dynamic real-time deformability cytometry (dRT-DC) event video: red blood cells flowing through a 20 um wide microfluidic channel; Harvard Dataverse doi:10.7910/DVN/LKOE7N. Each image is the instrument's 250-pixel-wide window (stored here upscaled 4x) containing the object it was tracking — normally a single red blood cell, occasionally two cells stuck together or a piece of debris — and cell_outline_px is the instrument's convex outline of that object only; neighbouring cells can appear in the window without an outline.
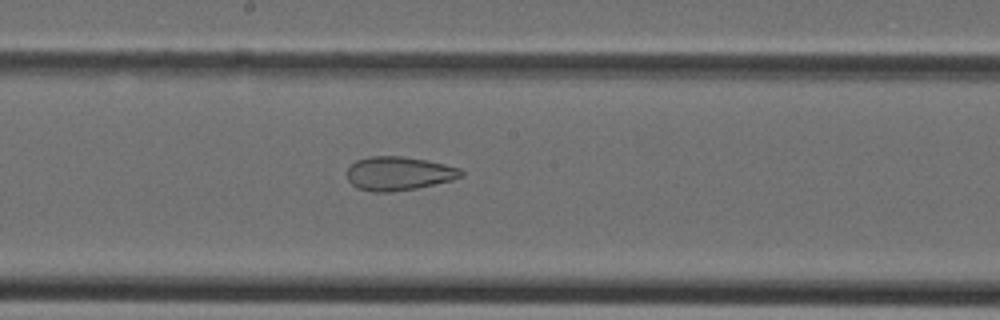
{"species": "Egyptian fruit bat (a non-hibernating species)", "species_latin": "Rousettus aegyptiacus", "temperature_condition": "cold", "stored_images_in_passage": 38, "camera_frame_rate_fps": 3000, "um_per_image_px": 0.085, "animal": {"sex": "female"}, "frame": {"image": 1, "passage_image": 20, "time_ms": 6.333, "image_size_px": [1000, 320], "cell_outline_px": [[464, 176], [452, 180], [416, 188], [392, 192], [372, 192], [356, 188], [348, 180], [348, 168], [356, 160], [368, 156], [400, 156], [428, 160], [460, 168], [464, 172]], "centroid_in_image_um": [33.9, 14.74], "position_along_channel_um": 214.3, "area_um2": 22.54}}
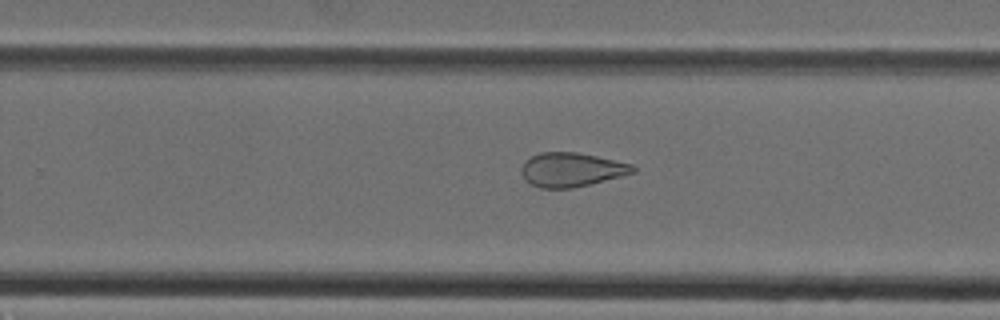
{"frame": {"image": 2, "passage_image": 24, "time_ms": 7.667, "image_size_px": [1000, 320], "cell_outline_px": [[636, 172], [572, 188], [540, 188], [524, 180], [520, 172], [520, 168], [524, 160], [540, 152], [576, 152], [596, 156], [632, 164], [636, 168]], "centroid_in_image_um": [48.52, 14.41], "position_along_channel_um": 281.3, "area_um2": 22.08}}
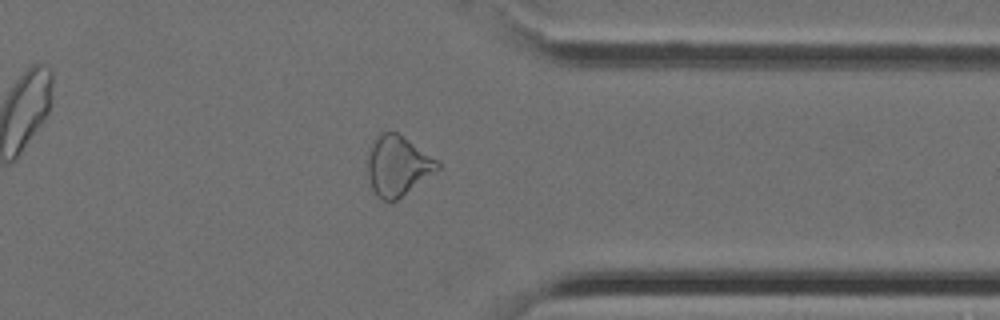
{"frame": {"image": 3, "passage_image": 30, "time_ms": 9.667, "image_size_px": [1000, 320], "cell_outline_px": [[440, 168], [396, 200], [380, 200], [376, 196], [372, 188], [368, 176], [368, 156], [372, 140], [384, 132], [396, 132], [436, 160], [440, 164]], "centroid_in_image_um": [33.76, 14.1], "position_along_channel_um": 377.6, "area_um2": 23.76}}